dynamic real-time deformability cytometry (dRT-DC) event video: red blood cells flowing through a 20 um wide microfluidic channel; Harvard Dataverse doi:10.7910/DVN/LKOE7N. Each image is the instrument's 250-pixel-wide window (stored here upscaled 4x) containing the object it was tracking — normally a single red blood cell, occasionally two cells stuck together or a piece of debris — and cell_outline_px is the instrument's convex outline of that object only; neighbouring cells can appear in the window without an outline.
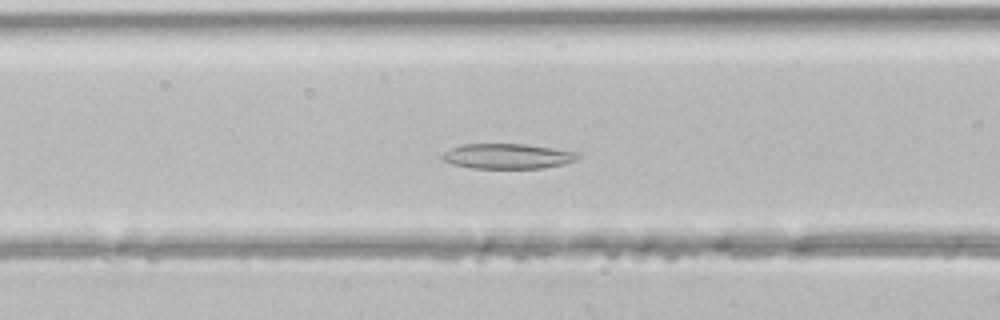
{"species": "common noctule bat (a hibernating species)", "species_latin": "Nyctalus noctula", "temperature_condition": "room temperature", "stored_images_in_passage": 28, "camera_frame_rate_fps": 3000, "um_per_image_px": 0.085, "animal": {"sex": "male", "body_mass_g": 21.5, "forearm_length_mm": 52.0}, "frame": {"image": 1, "passage_image": 9, "time_ms": 2.667, "image_size_px": [1000, 320], "cell_outline_px": [[580, 156], [576, 160], [564, 164], [544, 168], [472, 168], [452, 164], [444, 160], [440, 156], [444, 152], [452, 148], [464, 144], [524, 144], [580, 152]], "centroid_in_image_um": [43.17, 13.28], "position_along_channel_um": 123.4, "area_um2": 19.83}}
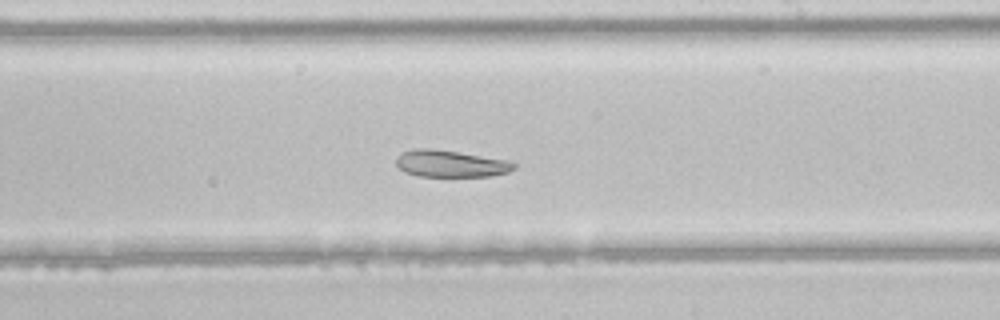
{"frame": {"image": 2, "passage_image": 18, "time_ms": 5.667, "image_size_px": [1000, 320], "cell_outline_px": [[516, 168], [508, 172], [492, 176], [420, 176], [404, 172], [396, 164], [396, 156], [404, 152], [416, 148], [432, 148], [504, 160], [516, 164]], "centroid_in_image_um": [38.26, 13.92], "position_along_channel_um": 250.7, "area_um2": 18.15}}
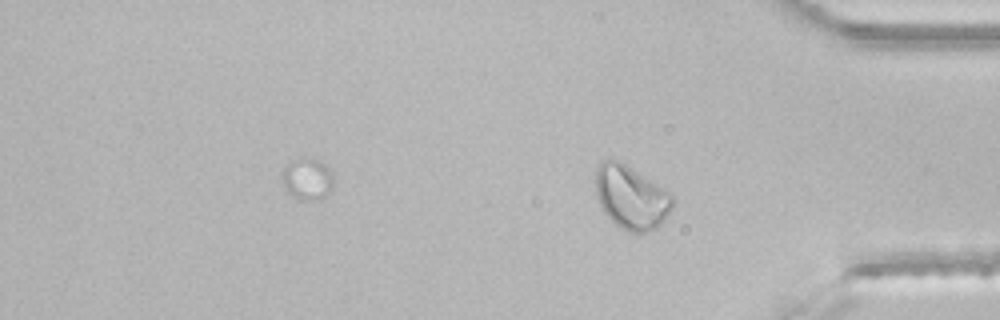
{"frame": {"image": 3, "passage_image": 28, "time_ms": 9.0, "image_size_px": [1000, 320], "cell_outline_px": [[672, 208], [664, 220], [652, 232], [628, 232], [620, 228], [604, 212], [600, 204], [596, 192], [596, 168], [604, 160], [616, 160], [624, 164], [656, 184], [668, 192], [672, 196]], "centroid_in_image_um": [53.63, 16.81], "position_along_channel_um": 381.6, "area_um2": 27.8}}